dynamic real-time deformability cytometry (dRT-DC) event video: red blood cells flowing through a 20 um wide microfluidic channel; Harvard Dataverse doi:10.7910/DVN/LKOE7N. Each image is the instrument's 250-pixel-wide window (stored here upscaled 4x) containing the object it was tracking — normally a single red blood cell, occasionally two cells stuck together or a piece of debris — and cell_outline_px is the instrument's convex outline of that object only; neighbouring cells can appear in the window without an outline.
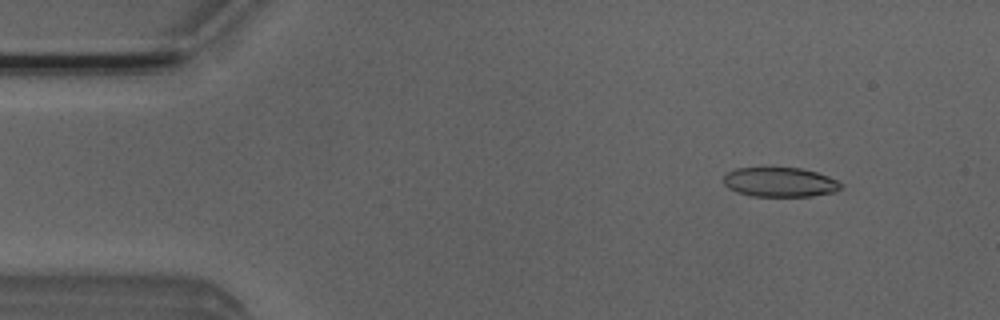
{"species": "Egyptian fruit bat (a non-hibernating species)", "species_latin": "Rousettus aegyptiacus", "temperature_condition": "room temperature", "stored_images_in_passage": 51, "camera_frame_rate_fps": 3000, "um_per_image_px": 0.085, "animal": {"sex": "male"}, "frame": {"image": 1, "passage_image": 6, "time_ms": 1.667, "image_size_px": [1000, 320], "cell_outline_px": [[844, 184], [840, 188], [832, 192], [812, 196], [752, 196], [736, 192], [728, 188], [724, 184], [724, 176], [728, 172], [736, 168], [800, 168], [816, 172], [828, 176]], "centroid_in_image_um": [66.28, 15.48], "position_along_channel_um": 18.7, "area_um2": 20.06}}
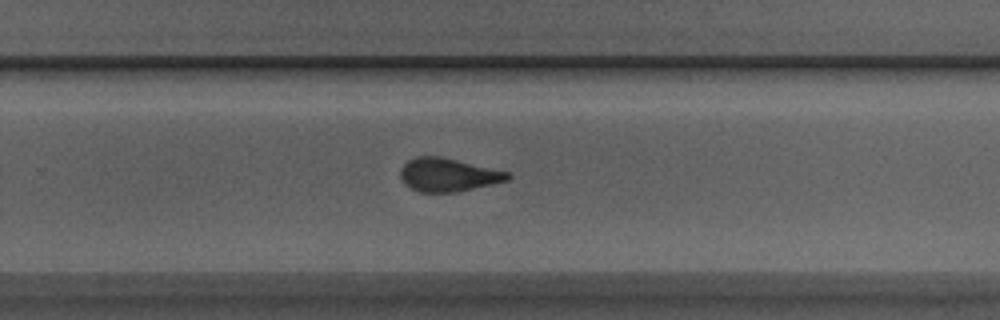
{"frame": {"image": 2, "passage_image": 33, "time_ms": 10.667, "image_size_px": [1000, 320], "cell_outline_px": [[512, 176], [508, 180], [492, 184], [456, 192], [420, 192], [404, 184], [400, 176], [400, 168], [408, 160], [416, 156], [440, 156], [512, 172]], "centroid_in_image_um": [38.11, 14.85], "position_along_channel_um": 291.7, "area_um2": 20.98}}
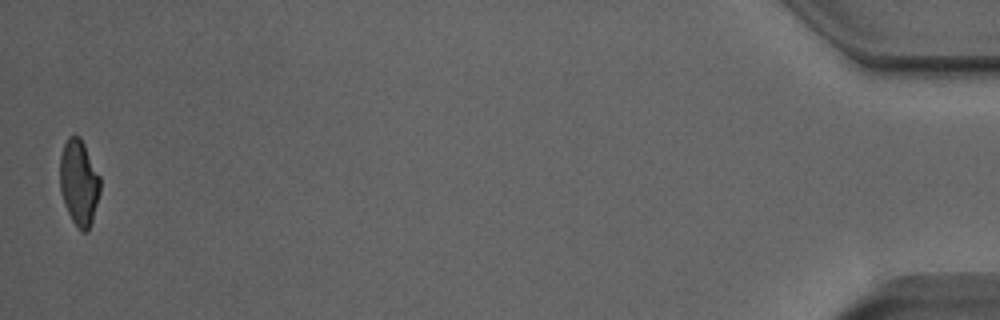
{"frame": {"image": 3, "passage_image": 51, "time_ms": 16.667, "image_size_px": [1000, 320], "cell_outline_px": [[100, 192], [92, 224], [88, 232], [80, 232], [72, 220], [64, 204], [60, 192], [60, 156], [64, 144], [68, 136], [80, 136], [100, 176]], "centroid_in_image_um": [6.72, 15.56], "position_along_channel_um": 428.5, "area_um2": 20.35}, "authors_computed_cell_mechanics": {"area_um2": 21.386, "velocity_mm_per_s": 3.9619, "shape_relaxation_time_tau1_ms": 4.6297, "shape_relaxation_time_tau2_ms": 1.1165, "deformation_change_tau1": 0.1491, "deformation_change_tau2": 0.0797}}